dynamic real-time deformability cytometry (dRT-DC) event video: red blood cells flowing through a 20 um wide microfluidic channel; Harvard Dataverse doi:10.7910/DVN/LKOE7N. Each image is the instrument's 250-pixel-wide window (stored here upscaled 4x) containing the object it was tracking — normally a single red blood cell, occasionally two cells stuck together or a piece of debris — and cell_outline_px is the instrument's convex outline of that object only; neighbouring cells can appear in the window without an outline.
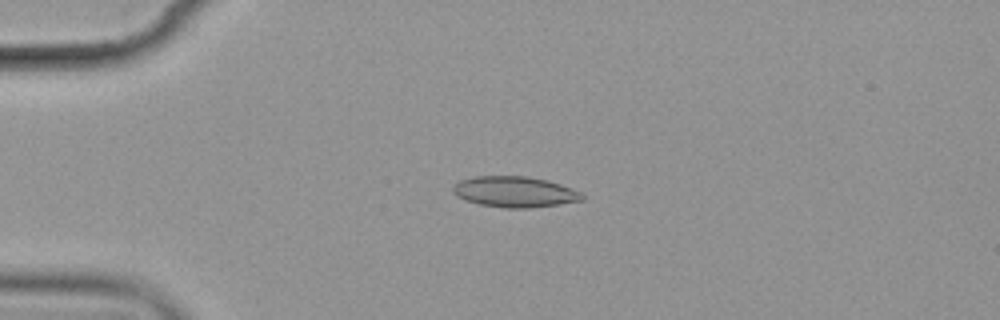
{"species": "common noctule bat (a hibernating species)", "species_latin": "Nyctalus noctula", "temperature_condition": "cold", "stored_images_in_passage": 5, "camera_frame_rate_fps": 3000, "um_per_image_px": 0.085, "animal": {"sex": "female", "body_mass_g": 19.9}, "frame": {"image": 1, "passage_image": 4, "time_ms": 3.333, "image_size_px": [1000, 320], "cell_outline_px": [[584, 200], [560, 204], [528, 208], [504, 208], [480, 204], [464, 200], [456, 196], [452, 192], [452, 188], [460, 180], [476, 176], [528, 176], [548, 180], [572, 188], [580, 192], [584, 196]], "centroid_in_image_um": [43.75, 16.31], "position_along_channel_um": 41.2, "area_um2": 23.29}}